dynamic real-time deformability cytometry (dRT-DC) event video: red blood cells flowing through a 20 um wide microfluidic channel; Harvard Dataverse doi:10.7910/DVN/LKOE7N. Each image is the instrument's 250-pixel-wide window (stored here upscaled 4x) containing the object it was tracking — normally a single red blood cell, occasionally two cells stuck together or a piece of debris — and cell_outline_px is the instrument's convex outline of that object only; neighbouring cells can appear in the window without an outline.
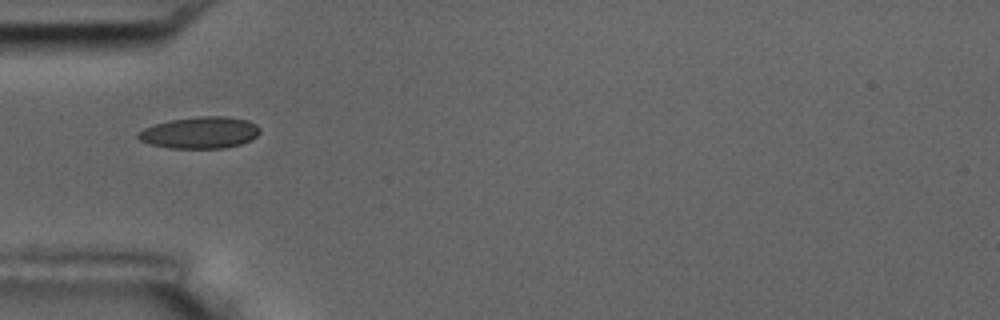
{"species": "common noctule bat (a hibernating species)", "species_latin": "Nyctalus noctula", "temperature_condition": "room temperature", "stored_images_in_passage": 7, "camera_frame_rate_fps": 3000, "um_per_image_px": 0.085, "animal": {"sex": "male", "body_mass_g": 17.5, "forearm_length_mm": 52.3}, "frame": {"image": 1, "passage_image": 7, "time_ms": 2.0, "image_size_px": [1000, 320], "cell_outline_px": [[260, 132], [252, 140], [240, 144], [224, 148], [168, 148], [152, 144], [140, 140], [136, 136], [136, 132], [144, 128], [156, 124], [172, 120], [196, 116], [224, 116], [248, 120], [256, 124], [260, 128]], "centroid_in_image_um": [17.01, 11.27], "position_along_channel_um": 68.0, "area_um2": 22.48}}